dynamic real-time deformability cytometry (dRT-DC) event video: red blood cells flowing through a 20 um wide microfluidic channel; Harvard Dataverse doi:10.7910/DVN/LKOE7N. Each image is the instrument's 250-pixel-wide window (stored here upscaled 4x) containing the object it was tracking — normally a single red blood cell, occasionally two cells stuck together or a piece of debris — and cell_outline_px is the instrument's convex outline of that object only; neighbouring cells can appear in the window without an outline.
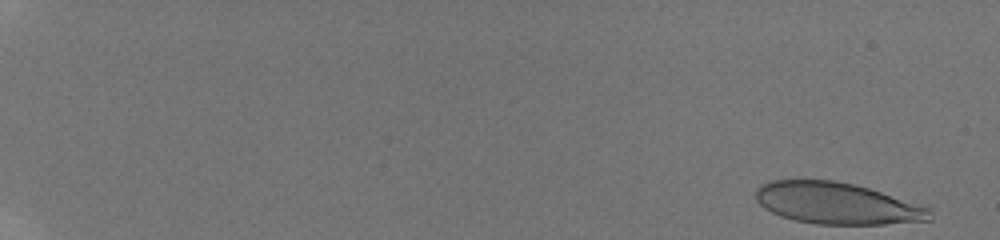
{"species": "human", "species_latin": "Homo sapiens", "temperature_condition": "room temperature", "stored_images_in_passage": 55, "camera_frame_rate_fps": 3000, "um_per_image_px": 0.085, "donor": {"sex": "male"}, "frame": {"image": 1, "passage_image": 1, "time_ms": 0.0, "image_size_px": [1000, 240], "cell_outline_px": [[932, 220], [884, 224], [816, 224], [796, 220], [780, 216], [764, 208], [756, 200], [756, 188], [760, 184], [768, 180], [836, 180], [856, 184], [928, 208], [932, 212]], "centroid_in_image_um": [71.08, 17.28], "position_along_channel_um": 13.9, "area_um2": 41.96}}
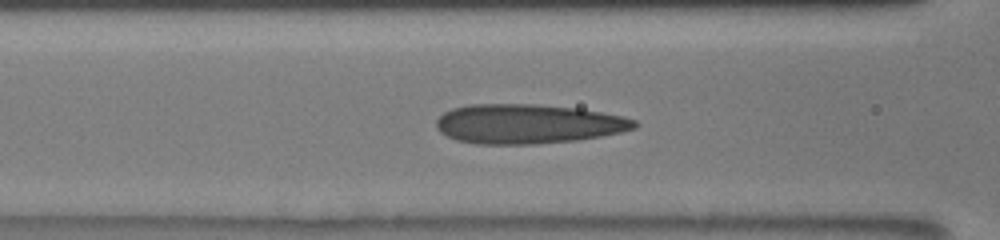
{"frame": {"image": 2, "passage_image": 26, "time_ms": 8.333, "image_size_px": [1000, 240], "cell_outline_px": [[640, 124], [636, 128], [620, 132], [600, 136], [576, 140], [536, 144], [476, 144], [456, 140], [440, 132], [436, 128], [436, 120], [444, 112], [452, 108], [468, 104], [532, 104], [580, 108], [624, 116], [636, 120]], "centroid_in_image_um": [44.88, 10.53], "position_along_channel_um": 121.7, "area_um2": 45.89}}
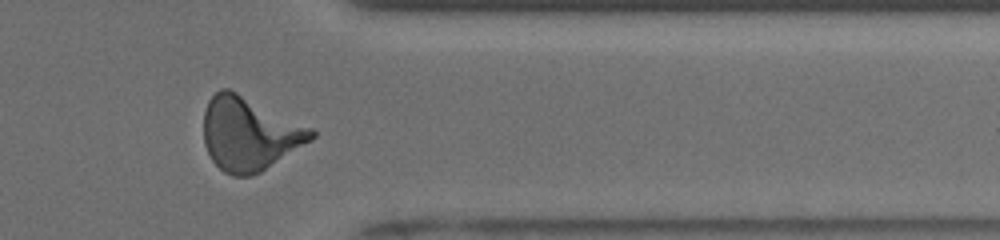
{"frame": {"image": 3, "passage_image": 47, "time_ms": 15.333, "image_size_px": [1000, 240], "cell_outline_px": [[316, 136], [312, 140], [260, 172], [252, 176], [232, 176], [224, 172], [212, 160], [204, 144], [204, 112], [208, 100], [220, 88], [228, 88], [312, 128], [316, 132]], "centroid_in_image_um": [21.18, 11.38], "position_along_channel_um": 390.2, "area_um2": 45.72}, "authors_computed_cell_mechanics": {"area_um2": 43.0032, "velocity_mm_per_s": 3.8801, "shape_relaxation_time_tau1_ms": null, "shape_relaxation_time_tau2_ms": 1.2366, "deformation_change_tau1": null, "deformation_change_tau2": 0.0957}}